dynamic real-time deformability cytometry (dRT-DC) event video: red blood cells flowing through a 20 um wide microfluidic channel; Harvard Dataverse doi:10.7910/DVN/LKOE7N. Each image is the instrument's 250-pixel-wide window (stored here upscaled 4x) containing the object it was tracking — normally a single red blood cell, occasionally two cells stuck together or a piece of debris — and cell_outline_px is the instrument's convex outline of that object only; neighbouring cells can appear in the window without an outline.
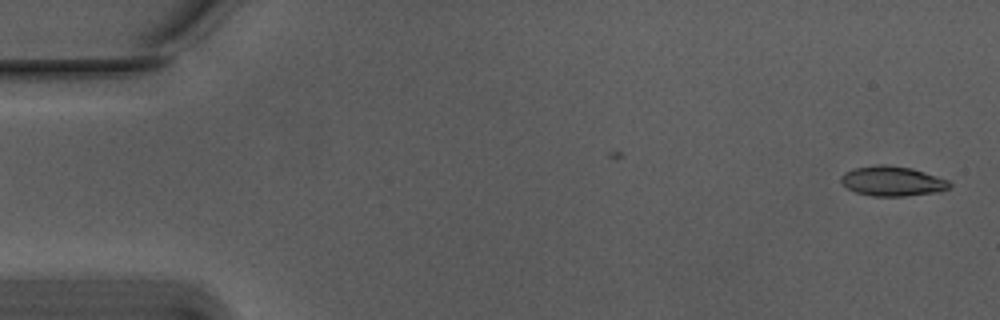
{"species": "Egyptian fruit bat (a non-hibernating species)", "species_latin": "Rousettus aegyptiacus", "temperature_condition": "warm", "stored_images_in_passage": 8, "camera_frame_rate_fps": 3000, "um_per_image_px": 0.085, "animal": {"sex": "male"}, "frame": {"image": 1, "passage_image": 1, "time_ms": 0.0, "image_size_px": [1000, 320], "cell_outline_px": [[952, 184], [948, 188], [940, 192], [904, 196], [872, 196], [856, 192], [848, 188], [840, 180], [840, 176], [844, 172], [852, 168], [876, 164], [884, 164], [912, 168], [948, 180]], "centroid_in_image_um": [75.83, 15.39], "position_along_channel_um": 9.2, "area_um2": 18.96}}